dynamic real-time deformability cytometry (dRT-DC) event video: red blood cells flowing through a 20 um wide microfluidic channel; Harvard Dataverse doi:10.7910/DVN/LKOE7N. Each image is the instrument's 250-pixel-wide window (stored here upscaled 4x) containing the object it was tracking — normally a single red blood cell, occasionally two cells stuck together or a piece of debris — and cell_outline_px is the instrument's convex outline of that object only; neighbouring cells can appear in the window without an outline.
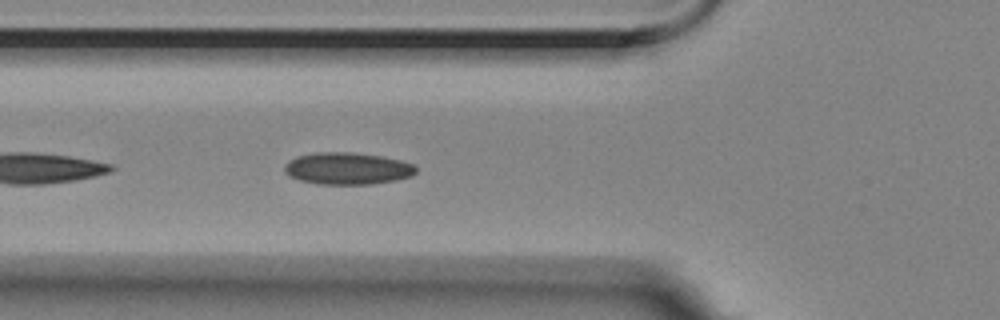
{"species": "Egyptian fruit bat (a non-hibernating species)", "species_latin": "Rousettus aegyptiacus", "temperature_condition": "room temperature", "stored_images_in_passage": 43, "camera_frame_rate_fps": 3000, "um_per_image_px": 0.085, "animal": {"sex": "female"}, "frame": {"image": 1, "passage_image": 5, "time_ms": 1.333, "image_size_px": [1000, 320], "cell_outline_px": [[416, 172], [412, 176], [396, 180], [372, 184], [316, 184], [300, 180], [288, 176], [284, 172], [284, 164], [288, 160], [296, 156], [316, 152], [352, 152], [384, 156], [400, 160], [412, 164], [416, 168]], "centroid_in_image_um": [29.5, 14.32], "position_along_channel_um": 96.3, "area_um2": 24.8}}
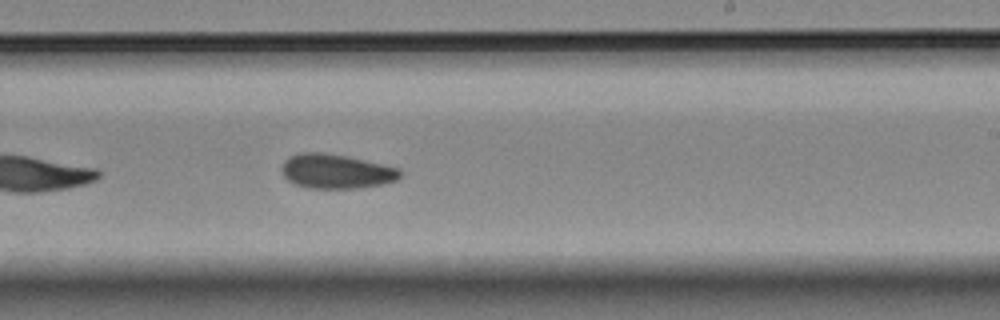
{"frame": {"image": 2, "passage_image": 19, "time_ms": 6.0, "image_size_px": [1000, 320], "cell_outline_px": [[400, 176], [396, 180], [384, 184], [356, 188], [308, 188], [292, 184], [284, 176], [280, 168], [284, 160], [288, 156], [300, 152], [320, 152], [344, 156], [400, 168]], "centroid_in_image_um": [28.51, 14.57], "position_along_channel_um": 260.5, "area_um2": 23.76}}
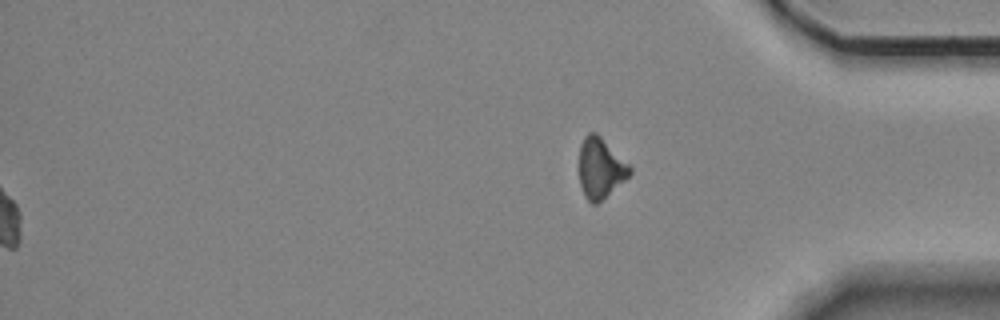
{"frame": {"image": 3, "passage_image": 43, "time_ms": 14.0, "image_size_px": [1000, 320], "cell_outline_px": [[632, 172], [624, 180], [596, 204], [592, 204], [584, 196], [580, 184], [580, 144], [584, 136], [588, 132], [596, 132], [632, 168]], "centroid_in_image_um": [51.01, 14.28], "position_along_channel_um": 384.2, "area_um2": 17.4}, "authors_computed_cell_mechanics": {"area_um2": 23.409, "velocity_mm_per_s": 3.5147, "shape_relaxation_time_tau1_ms": 7.0719, "shape_relaxation_time_tau2_ms": 3.2691, "deformation_change_tau1": 0.1191, "deformation_change_tau2": 0.0767}}